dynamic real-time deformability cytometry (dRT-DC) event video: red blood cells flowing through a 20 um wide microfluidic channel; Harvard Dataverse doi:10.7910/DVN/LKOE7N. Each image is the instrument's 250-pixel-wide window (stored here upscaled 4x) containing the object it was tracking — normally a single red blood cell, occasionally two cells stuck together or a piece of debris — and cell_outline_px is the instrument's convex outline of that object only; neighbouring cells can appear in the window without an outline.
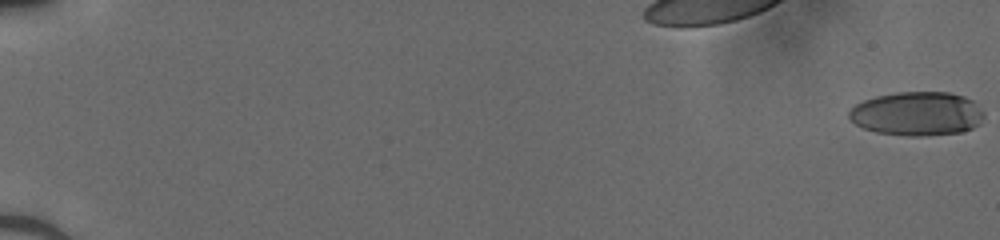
{"species": "human", "species_latin": "Homo sapiens", "temperature_condition": "cold", "stored_images_in_passage": 52, "camera_frame_rate_fps": 3000, "um_per_image_px": 0.085, "donor": {"sex": "male"}, "frame": {"image": 1, "passage_image": 1, "time_ms": 0.0, "image_size_px": [1000, 240], "cell_outline_px": [[984, 116], [980, 124], [972, 128], [960, 132], [916, 136], [908, 136], [876, 132], [864, 128], [856, 124], [848, 116], [848, 112], [856, 104], [864, 100], [876, 96], [900, 92], [948, 92], [964, 96], [972, 100], [984, 112]], "centroid_in_image_um": [77.96, 9.66], "position_along_channel_um": 7.0, "area_um2": 34.39}}
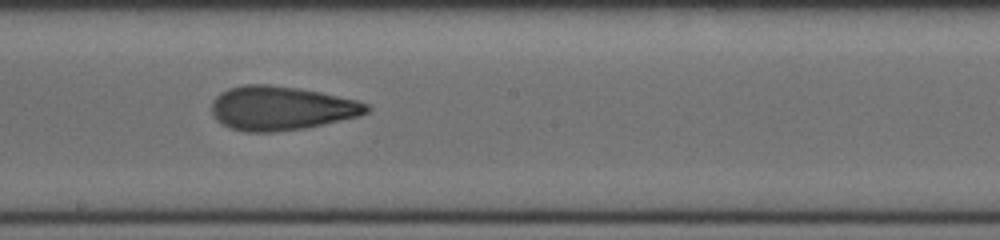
{"frame": {"image": 2, "passage_image": 32, "time_ms": 10.333, "image_size_px": [1000, 240], "cell_outline_px": [[372, 108], [368, 112], [360, 116], [304, 128], [272, 132], [244, 132], [232, 128], [216, 120], [212, 112], [212, 100], [220, 92], [228, 88], [244, 84], [268, 84], [296, 88], [320, 92], [356, 100], [368, 104]], "centroid_in_image_um": [23.89, 9.19], "position_along_channel_um": 224.3, "area_um2": 39.71}}
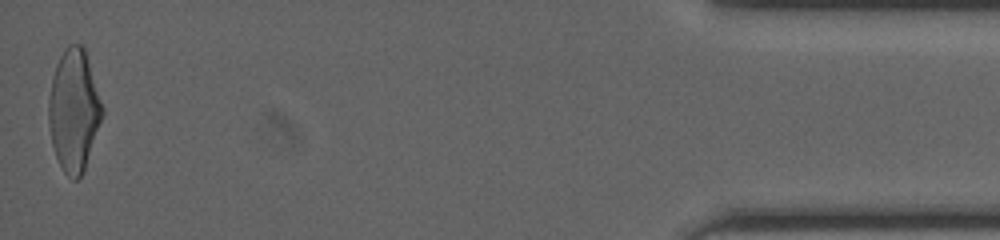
{"frame": {"image": 3, "passage_image": 52, "time_ms": 17.0, "image_size_px": [1000, 240], "cell_outline_px": [[104, 112], [84, 168], [80, 176], [76, 180], [72, 180], [64, 172], [56, 156], [52, 144], [48, 124], [48, 100], [52, 76], [56, 64], [60, 56], [68, 44], [80, 44], [84, 48], [104, 108]], "centroid_in_image_um": [6.26, 9.36], "position_along_channel_um": 428.9, "area_um2": 37.8}}